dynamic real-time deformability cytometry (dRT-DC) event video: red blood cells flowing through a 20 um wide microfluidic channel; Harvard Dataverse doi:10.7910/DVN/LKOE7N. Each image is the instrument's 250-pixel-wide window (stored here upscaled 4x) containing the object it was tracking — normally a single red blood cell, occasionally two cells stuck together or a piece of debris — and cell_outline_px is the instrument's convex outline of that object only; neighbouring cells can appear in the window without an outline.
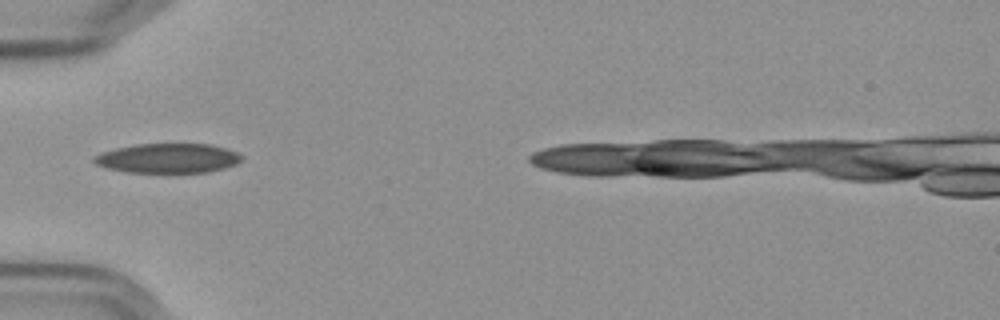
{"species": "Egyptian fruit bat (a non-hibernating species)", "species_latin": "Rousettus aegyptiacus", "temperature_condition": "cold", "stored_images_in_passage": 27, "camera_frame_rate_fps": 3000, "um_per_image_px": 0.085, "frame": {"image": 1, "passage_image": 1, "time_ms": 0.0, "image_size_px": [1000, 320], "cell_outline_px": [[244, 156], [236, 164], [224, 168], [208, 172], [128, 172], [108, 168], [96, 164], [92, 160], [92, 156], [116, 148], [136, 144], [208, 144], [224, 148], [236, 152]], "centroid_in_image_um": [14.26, 13.45], "position_along_channel_um": 70.7, "area_um2": 25.2}, "authors_computed_cell_mechanics": {"area_um2": 22.3686, "velocity_mm_per_s": 3.5909, "shape_relaxation_time_tau1_ms": null, "shape_relaxation_time_tau2_ms": 3.84, "deformation_change_tau1": null, "deformation_change_tau2": 0.1022}}